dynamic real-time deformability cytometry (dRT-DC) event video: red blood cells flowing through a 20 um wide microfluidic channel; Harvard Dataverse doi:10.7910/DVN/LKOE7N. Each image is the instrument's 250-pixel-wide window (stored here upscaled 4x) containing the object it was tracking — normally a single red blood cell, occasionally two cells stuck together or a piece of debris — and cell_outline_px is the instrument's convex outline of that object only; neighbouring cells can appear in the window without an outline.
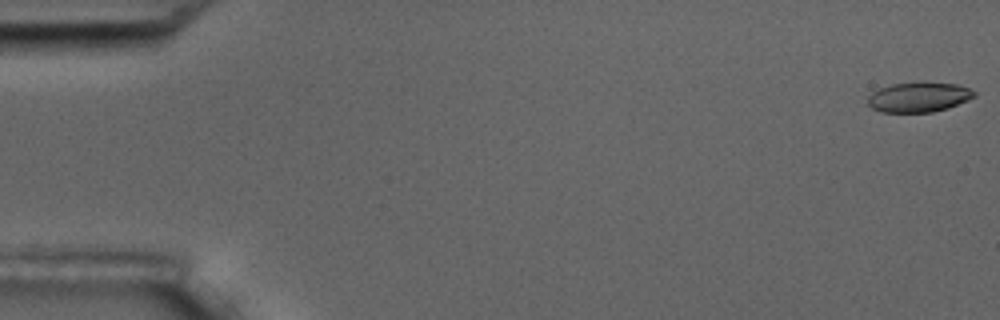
{"species": "common noctule bat (a hibernating species)", "species_latin": "Nyctalus noctula", "temperature_condition": "room temperature", "stored_images_in_passage": 7, "camera_frame_rate_fps": 3000, "um_per_image_px": 0.085, "animal": {"sex": "male", "body_mass_g": 17.5, "forearm_length_mm": 52.3}, "frame": {"image": 1, "passage_image": 1, "time_ms": 0.0, "image_size_px": [1000, 320], "cell_outline_px": [[976, 96], [968, 100], [948, 108], [932, 112], [880, 112], [872, 108], [868, 104], [868, 96], [872, 92], [880, 88], [892, 84], [956, 84], [968, 88], [976, 92]], "centroid_in_image_um": [78.08, 8.29], "position_along_channel_um": 6.9, "area_um2": 18.03}}
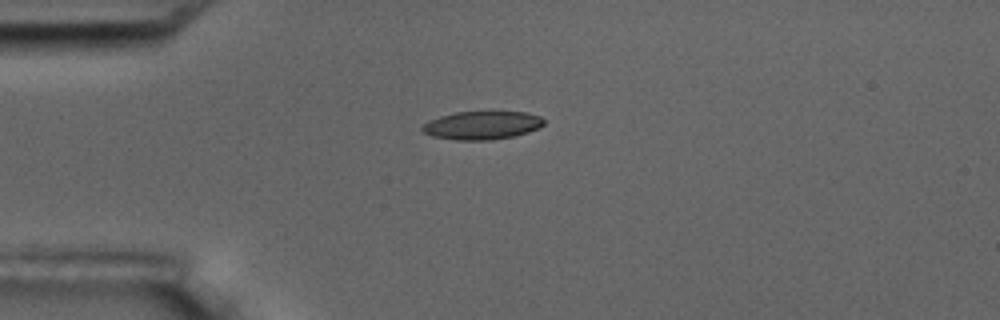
{"frame": {"image": 2, "passage_image": 5, "time_ms": 4.667, "image_size_px": [1000, 320], "cell_outline_px": [[544, 124], [540, 128], [528, 132], [512, 136], [492, 140], [456, 140], [432, 136], [424, 132], [420, 128], [424, 124], [440, 116], [456, 112], [524, 112], [540, 116], [544, 120]], "centroid_in_image_um": [40.99, 10.65], "position_along_channel_um": 44.0, "area_um2": 19.88}}